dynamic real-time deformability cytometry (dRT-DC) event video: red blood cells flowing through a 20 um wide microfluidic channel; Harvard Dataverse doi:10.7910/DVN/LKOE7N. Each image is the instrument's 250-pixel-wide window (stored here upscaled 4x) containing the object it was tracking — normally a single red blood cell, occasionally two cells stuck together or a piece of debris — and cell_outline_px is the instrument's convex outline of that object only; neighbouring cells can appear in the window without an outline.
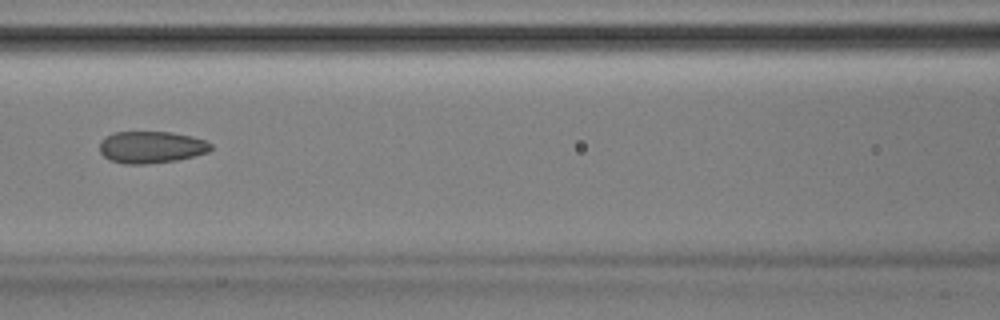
{"species": "Egyptian fruit bat (a non-hibernating species)", "species_latin": "Rousettus aegyptiacus", "temperature_condition": "room temperature", "stored_images_in_passage": 50, "camera_frame_rate_fps": 3000, "um_per_image_px": 0.085, "animal": {"sex": "male"}, "frame": {"image": 1, "passage_image": 22, "time_ms": 7.0, "image_size_px": [1000, 320], "cell_outline_px": [[212, 148], [208, 152], [176, 160], [148, 164], [124, 164], [112, 160], [104, 156], [100, 152], [100, 140], [104, 136], [112, 132], [172, 132], [192, 136], [204, 140], [212, 144]], "centroid_in_image_um": [12.83, 12.5], "position_along_channel_um": 153.8, "area_um2": 20.75}, "authors_computed_cell_mechanics": {"area_um2": 20.8369, "velocity_mm_per_s": 3.9046, "shape_relaxation_time_tau1_ms": null, "shape_relaxation_time_tau2_ms": 1.7004, "deformation_change_tau1": null, "deformation_change_tau2": 0.0789}}